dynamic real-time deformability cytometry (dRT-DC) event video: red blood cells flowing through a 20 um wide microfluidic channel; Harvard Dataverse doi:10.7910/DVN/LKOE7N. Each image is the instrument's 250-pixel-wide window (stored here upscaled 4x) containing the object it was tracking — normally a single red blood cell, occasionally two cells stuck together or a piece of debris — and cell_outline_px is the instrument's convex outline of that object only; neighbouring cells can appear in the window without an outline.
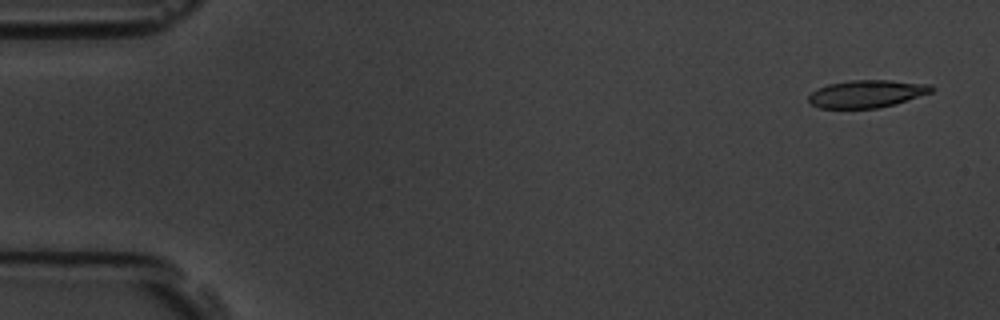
{"species": "common noctule bat (a hibernating species)", "species_latin": "Nyctalus noctula", "temperature_condition": "room temperature", "stored_images_in_passage": 4, "camera_frame_rate_fps": 3000, "um_per_image_px": 0.085, "animal": {"sex": "male", "body_mass_g": 19.5, "forearm_length_mm": 54.6}, "frame": {"image": 1, "passage_image": 1, "time_ms": 0.0, "image_size_px": [1000, 320], "cell_outline_px": [[936, 88], [932, 92], [896, 104], [880, 108], [820, 108], [812, 104], [808, 100], [808, 96], [812, 92], [828, 84], [852, 80], [888, 80], [932, 84]], "centroid_in_image_um": [73.73, 7.97], "position_along_channel_um": 11.3, "area_um2": 19.77}}
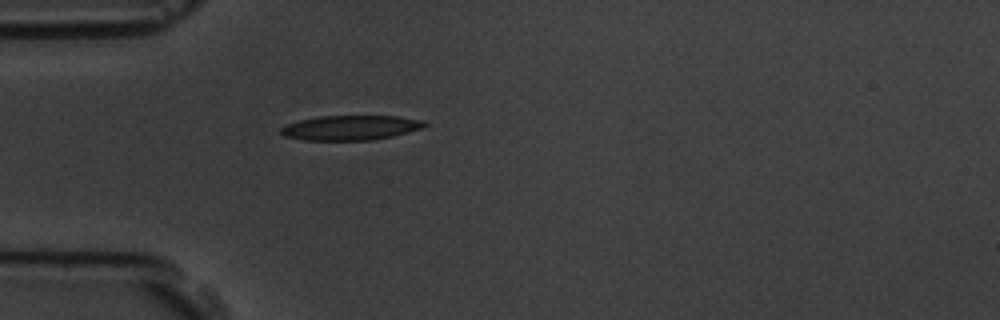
{"frame": {"image": 2, "passage_image": 4, "time_ms": 4.333, "image_size_px": [1000, 320], "cell_outline_px": [[428, 124], [424, 128], [392, 136], [372, 140], [304, 140], [284, 136], [280, 132], [280, 128], [288, 124], [300, 120], [320, 116], [396, 116], [424, 120]], "centroid_in_image_um": [29.83, 10.85], "position_along_channel_um": 55.2, "area_um2": 20.69}}